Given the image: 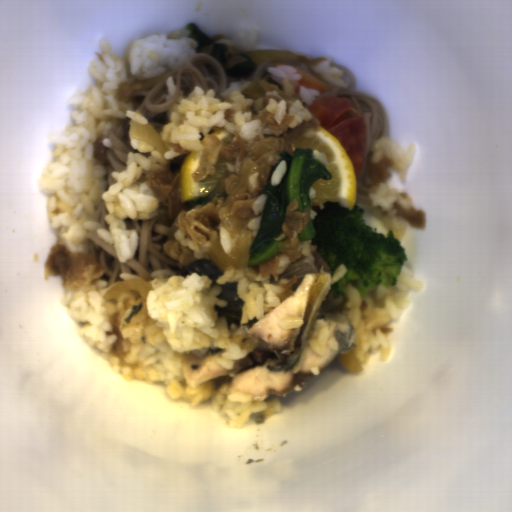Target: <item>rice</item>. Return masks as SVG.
<instances>
[{"instance_id": "obj_1", "label": "rice", "mask_w": 512, "mask_h": 512, "mask_svg": "<svg viewBox=\"0 0 512 512\" xmlns=\"http://www.w3.org/2000/svg\"><path fill=\"white\" fill-rule=\"evenodd\" d=\"M191 30L171 29L168 35L152 33L133 41L125 60L111 54L113 47L107 37L99 39L100 52L90 60L88 72L96 81L85 91L77 88L66 105L74 126L66 125L60 132L45 136V142L55 144L54 160L46 163L39 178L34 179L37 189L52 194L46 204L47 217L52 228L59 227L57 244L64 243L69 251L89 255L90 239L87 232L96 235L113 248L119 262L134 258L139 248L137 228H127L124 221L151 220L169 215L168 205H161L145 178L153 171L168 169L169 162L181 154L203 151L204 134L216 136L223 146L235 142V131L246 142L248 155L235 164L226 161L229 172L240 174L246 158H254L251 148L257 141L280 136L297 125L309 121L312 113L303 105H311L321 97V91L299 86L303 75L296 67L278 65L267 67L270 79L279 83L284 98L276 91L265 92L256 99L245 98L240 89L231 91L227 101L215 98L216 91L200 86L180 97L165 114L170 123L159 135L168 150L160 153L146 141L130 138L132 149L127 156L126 168L112 170L115 182L108 187L104 163L94 155L96 142L108 137L111 128L124 120L148 125L143 115L135 112L132 100L117 101L119 83L150 79L185 64L187 57L197 53L199 43L188 36ZM262 109L274 114L281 124L285 113L295 114V120L282 131L268 128L260 118L252 117Z\"/></svg>"}, {"instance_id": "obj_2", "label": "rice", "mask_w": 512, "mask_h": 512, "mask_svg": "<svg viewBox=\"0 0 512 512\" xmlns=\"http://www.w3.org/2000/svg\"><path fill=\"white\" fill-rule=\"evenodd\" d=\"M121 280L143 279L153 286L147 297V319L130 326L117 319L138 298L128 291L118 299L101 298L114 284L98 278L80 287L66 288L60 305L66 307L78 331L89 347L96 348L116 374L127 382L137 378L150 383L162 382L171 401L184 400L193 408L209 400L219 414H226L227 427L249 424L252 414L271 418L281 411L280 398L253 400L240 390L228 392L230 383L216 385L210 380L193 389L183 369L185 354L204 358L209 350L221 349L215 361L229 370L247 353L262 345L250 338L249 331L283 301L278 295L289 289L290 280L271 283V274L262 277L254 266L245 269L228 265L216 283L206 275L193 273L182 277L172 269L150 272V280L129 272L118 273ZM227 281H234L244 301L240 325H227L218 318L213 305L225 307L217 295Z\"/></svg>"}, {"instance_id": "obj_3", "label": "rice", "mask_w": 512, "mask_h": 512, "mask_svg": "<svg viewBox=\"0 0 512 512\" xmlns=\"http://www.w3.org/2000/svg\"><path fill=\"white\" fill-rule=\"evenodd\" d=\"M396 278V283L388 287L380 281L363 296L350 282L345 284L347 299L341 313L356 331L354 357L359 364L367 365L370 352L376 355L379 349L381 362L389 360L391 343L381 327L399 320L402 310L411 307V301L405 299L410 290L424 292V283L415 279L412 269L402 265Z\"/></svg>"}, {"instance_id": "obj_4", "label": "rice", "mask_w": 512, "mask_h": 512, "mask_svg": "<svg viewBox=\"0 0 512 512\" xmlns=\"http://www.w3.org/2000/svg\"><path fill=\"white\" fill-rule=\"evenodd\" d=\"M417 151V146L413 142L409 144L406 150L388 137L381 136L373 140L369 146V152H373L370 162L375 164L385 158L391 159L393 161V170L399 173L401 182H406L409 168Z\"/></svg>"}, {"instance_id": "obj_5", "label": "rice", "mask_w": 512, "mask_h": 512, "mask_svg": "<svg viewBox=\"0 0 512 512\" xmlns=\"http://www.w3.org/2000/svg\"><path fill=\"white\" fill-rule=\"evenodd\" d=\"M368 196L371 198L372 207L380 206L381 212H386V217L391 218L397 215L398 211L394 209V203L410 211L413 208V198L405 200L395 187L388 185L385 181L369 186Z\"/></svg>"}, {"instance_id": "obj_6", "label": "rice", "mask_w": 512, "mask_h": 512, "mask_svg": "<svg viewBox=\"0 0 512 512\" xmlns=\"http://www.w3.org/2000/svg\"><path fill=\"white\" fill-rule=\"evenodd\" d=\"M307 344L311 349L324 358L327 348L337 353V339L331 334V330L327 322L323 319L314 320V324L310 330Z\"/></svg>"}, {"instance_id": "obj_7", "label": "rice", "mask_w": 512, "mask_h": 512, "mask_svg": "<svg viewBox=\"0 0 512 512\" xmlns=\"http://www.w3.org/2000/svg\"><path fill=\"white\" fill-rule=\"evenodd\" d=\"M175 240H177L178 242L181 243V245L185 246V247H189L191 250H192V256L193 258H196V259H200V258H206L207 260H212L210 258V253H211V250H212V246L216 240V238H218L219 236V233L218 231L214 230L213 233L206 239L205 243L202 244V245H198L194 242H192L191 240H189L188 238H186L181 229L180 228H177L173 234Z\"/></svg>"}, {"instance_id": "obj_8", "label": "rice", "mask_w": 512, "mask_h": 512, "mask_svg": "<svg viewBox=\"0 0 512 512\" xmlns=\"http://www.w3.org/2000/svg\"><path fill=\"white\" fill-rule=\"evenodd\" d=\"M266 199L267 194L261 193L258 196V198L252 203L251 209L255 215L251 218H247V222L244 227V229L252 231L251 245L260 229Z\"/></svg>"}]
</instances>
